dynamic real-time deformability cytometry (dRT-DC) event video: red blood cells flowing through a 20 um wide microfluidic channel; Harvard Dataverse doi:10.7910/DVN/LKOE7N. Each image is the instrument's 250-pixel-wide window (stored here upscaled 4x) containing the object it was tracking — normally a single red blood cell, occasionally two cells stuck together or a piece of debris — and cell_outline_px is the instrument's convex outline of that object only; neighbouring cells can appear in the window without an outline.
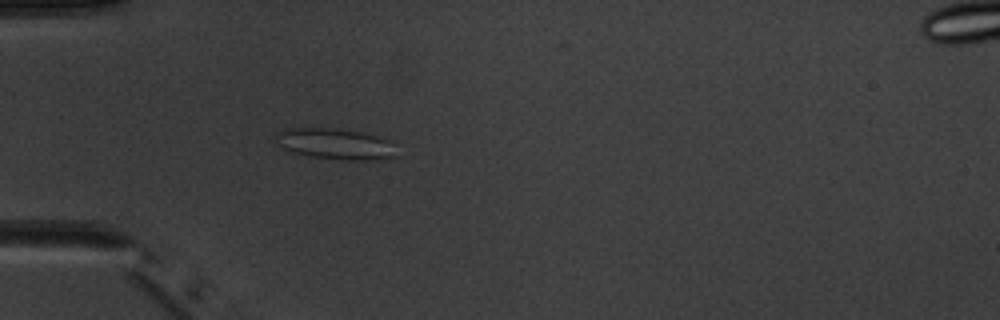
{"species": "common noctule bat (a hibernating species)", "species_latin": "Nyctalus noctula", "temperature_condition": "warm", "stored_images_in_passage": 5, "camera_frame_rate_fps": 3000, "um_per_image_px": 0.085, "animal": {"sex": "male", "body_mass_g": 20.1, "forearm_length_mm": 53.5}, "frame": {"image": 1, "passage_image": 5, "time_ms": 4.667, "image_size_px": [1000, 320], "cell_outline_px": [[396, 156], [368, 160], [348, 160], [308, 156], [288, 152], [276, 144], [276, 132], [288, 128], [340, 128], [360, 132], [376, 136], [388, 140], [392, 144]], "centroid_in_image_um": [28.41, 12.22], "position_along_channel_um": 56.6, "area_um2": 21.79}}